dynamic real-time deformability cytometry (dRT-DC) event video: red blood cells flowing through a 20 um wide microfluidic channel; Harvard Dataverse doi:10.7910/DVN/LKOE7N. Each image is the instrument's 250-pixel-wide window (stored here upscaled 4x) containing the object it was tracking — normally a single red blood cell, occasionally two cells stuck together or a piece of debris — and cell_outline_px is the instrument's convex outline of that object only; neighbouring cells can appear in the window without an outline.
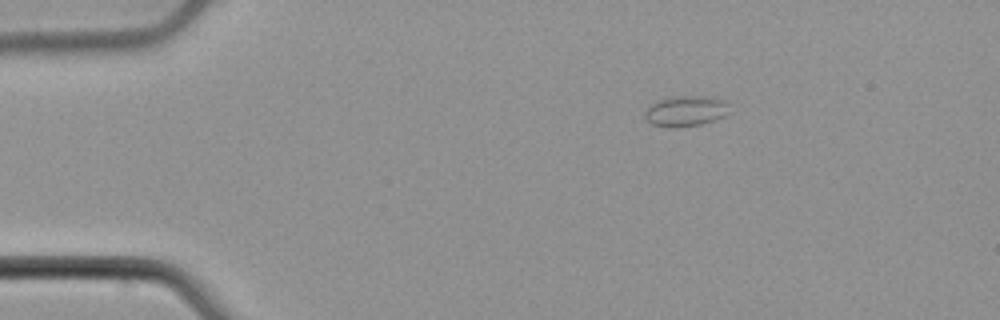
{"species": "common noctule bat (a hibernating species)", "species_latin": "Nyctalus noctula", "temperature_condition": "cold", "stored_images_in_passage": 5, "camera_frame_rate_fps": 3000, "um_per_image_px": 0.085, "animal": {"sex": "male", "body_mass_g": 21.5, "forearm_length_mm": 52.0}, "frame": {"image": 1, "passage_image": 5, "time_ms": 1.333, "image_size_px": [1000, 320], "cell_outline_px": [[728, 112], [724, 116], [700, 124], [676, 128], [668, 128], [652, 124], [644, 116], [644, 112], [652, 104], [660, 100], [676, 96], [704, 96], [724, 100], [728, 104]], "centroid_in_image_um": [58.27, 9.45], "position_along_channel_um": 26.7, "area_um2": 14.85}}